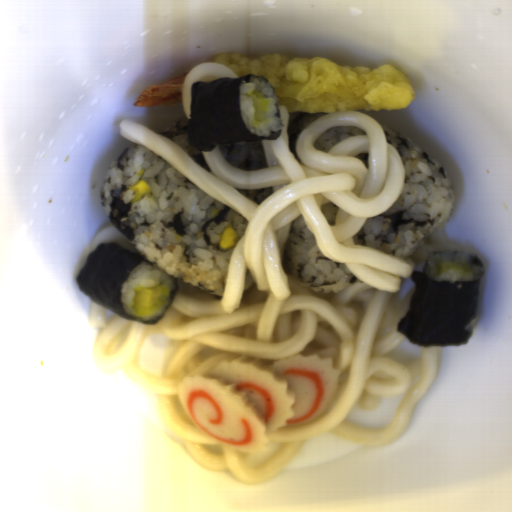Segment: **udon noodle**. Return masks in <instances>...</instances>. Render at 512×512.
Segmentation results:
<instances>
[{"instance_id":"udon-noodle-1","label":"udon noodle","mask_w":512,"mask_h":512,"mask_svg":"<svg viewBox=\"0 0 512 512\" xmlns=\"http://www.w3.org/2000/svg\"><path fill=\"white\" fill-rule=\"evenodd\" d=\"M283 127L277 139L261 140L263 169L241 171L225 160L219 145L201 151L209 171L186 150L141 123L123 120L119 135L143 144L198 188L247 220L229 258L221 297L178 281L179 290L163 319L156 324L126 320L110 309L89 303V326L97 331L92 363L104 372H127L154 393L166 426L181 438L192 459L207 469L243 481L276 477L288 460L321 434L358 445L379 447L397 440L427 392L438 368L439 346H423L407 366L391 360L406 336L398 324L408 313L416 286L402 298L401 284L421 271L434 252L452 250L479 256L484 272L488 259L434 230L428 243L408 258L353 239L371 217L398 200L405 169L387 143L377 119L358 111L329 112L307 124L290 149V111L277 105ZM360 126L366 135L344 138L322 152L313 146L326 129ZM272 187L255 205L238 189ZM319 250L344 263L357 282L335 294L311 292L282 271L280 256L288 229L301 216ZM483 272V273H484ZM166 338L160 372L138 369L145 338ZM333 358L340 369V390L314 421L269 434L263 450L241 454L220 446L187 415L177 399L184 378L206 374L222 359L248 355L266 364L294 355ZM404 393L391 422L378 430L345 425L353 405L374 411L380 400Z\"/></svg>"},{"instance_id":"udon-noodle-2","label":"udon noodle","mask_w":512,"mask_h":512,"mask_svg":"<svg viewBox=\"0 0 512 512\" xmlns=\"http://www.w3.org/2000/svg\"><path fill=\"white\" fill-rule=\"evenodd\" d=\"M222 77L239 78L225 66L212 62L200 63L187 72L182 82L181 97L184 111L189 120L191 117V96L194 83L198 81L210 82Z\"/></svg>"},{"instance_id":"udon-noodle-3","label":"udon noodle","mask_w":512,"mask_h":512,"mask_svg":"<svg viewBox=\"0 0 512 512\" xmlns=\"http://www.w3.org/2000/svg\"><path fill=\"white\" fill-rule=\"evenodd\" d=\"M113 241L118 242L124 249L137 253L125 235L115 225L104 227L94 233L81 258L79 259L75 270L76 279L84 267L87 257L94 252L97 246L99 244H108Z\"/></svg>"}]
</instances>
